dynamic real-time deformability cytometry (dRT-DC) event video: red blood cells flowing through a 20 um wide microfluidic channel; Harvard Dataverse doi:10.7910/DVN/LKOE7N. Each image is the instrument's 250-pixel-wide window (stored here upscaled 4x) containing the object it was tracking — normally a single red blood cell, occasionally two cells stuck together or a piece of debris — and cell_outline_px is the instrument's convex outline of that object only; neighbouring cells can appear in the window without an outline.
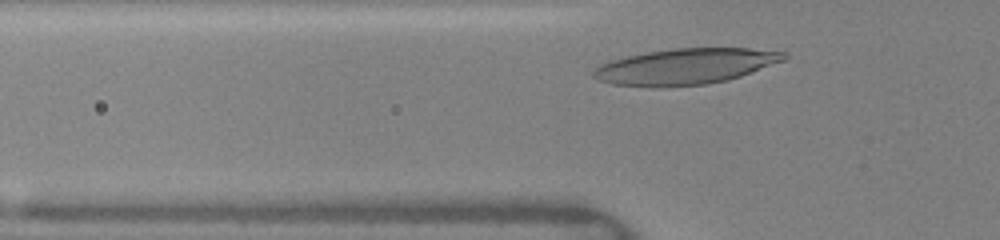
{"species": "human", "species_latin": "Homo sapiens", "temperature_condition": "warm", "stored_images_in_passage": 29, "camera_frame_rate_fps": 3000, "um_per_image_px": 0.085, "donor": {"sex": "female"}, "frame": {"image": 1, "passage_image": 4, "time_ms": 1.0, "image_size_px": [1000, 240], "cell_outline_px": [[788, 56], [784, 60], [740, 76], [728, 80], [708, 84], [660, 88], [652, 88], [612, 84], [600, 80], [592, 76], [592, 72], [600, 64], [612, 60], [628, 56], [648, 52], [672, 48], [748, 48], [788, 52]], "centroid_in_image_um": [58.25, 5.66], "position_along_channel_um": 67.5, "area_um2": 40.0}}
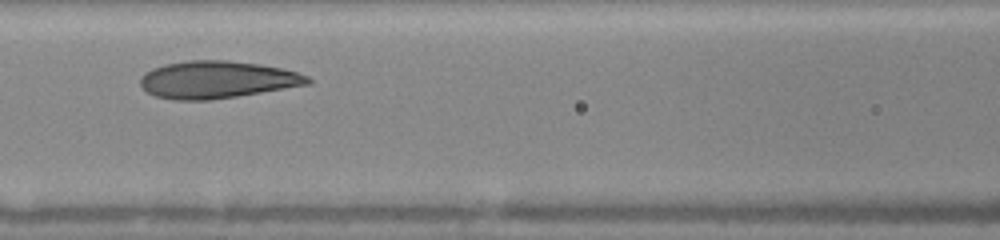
{"frame": {"image": 2, "passage_image": 10, "time_ms": 3.0, "image_size_px": [1000, 240], "cell_outline_px": [[312, 84], [236, 96], [208, 100], [172, 100], [156, 96], [148, 92], [140, 84], [140, 76], [144, 72], [152, 68], [164, 64], [188, 60], [228, 60], [260, 64], [284, 68], [308, 76], [312, 80]], "centroid_in_image_um": [18.45, 6.76], "position_along_channel_um": 148.1, "area_um2": 36.59}}
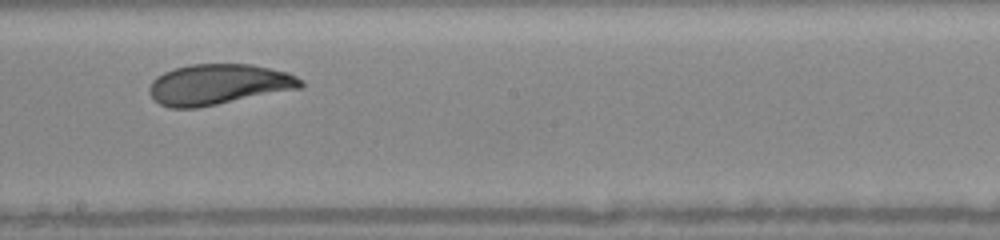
{"frame": {"image": 3, "passage_image": 16, "time_ms": 5.0, "image_size_px": [1000, 240], "cell_outline_px": [[304, 84], [300, 88], [196, 108], [168, 108], [160, 104], [148, 92], [148, 88], [152, 80], [156, 76], [164, 72], [176, 68], [192, 64], [252, 64], [288, 72], [304, 80]], "centroid_in_image_um": [18.56, 7.17], "position_along_channel_um": 229.6, "area_um2": 35.72}, "authors_computed_cell_mechanics": {"area_um2": 36.0094, "velocity_mm_per_s": 4.0885, "shape_relaxation_time_tau1_ms": 4.0253, "shape_relaxation_time_tau2_ms": 0.9416, "deformation_change_tau1": 0.165, "deformation_change_tau2": 0.0686}}